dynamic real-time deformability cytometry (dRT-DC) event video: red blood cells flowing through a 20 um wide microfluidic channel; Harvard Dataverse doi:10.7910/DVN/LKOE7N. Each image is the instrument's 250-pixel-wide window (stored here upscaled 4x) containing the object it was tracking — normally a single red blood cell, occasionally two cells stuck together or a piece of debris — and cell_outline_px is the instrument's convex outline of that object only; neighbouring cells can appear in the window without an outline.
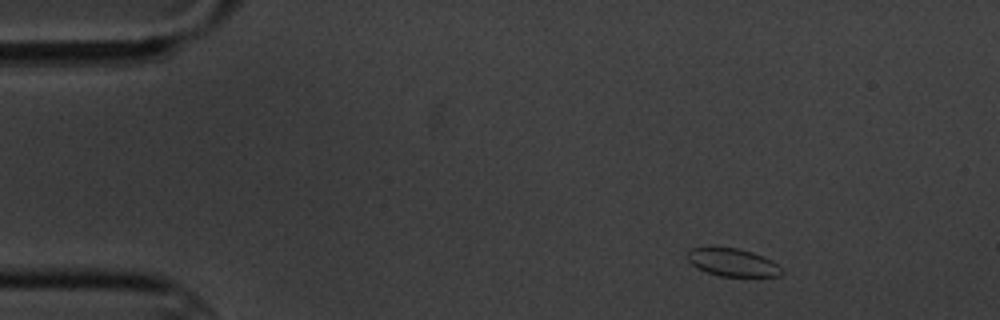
{"species": "common noctule bat (a hibernating species)", "species_latin": "Nyctalus noctula", "temperature_condition": "cold", "stored_images_in_passage": 6, "camera_frame_rate_fps": 3000, "um_per_image_px": 0.085, "animal": {"sex": "male", "body_mass_g": 20.1, "forearm_length_mm": 53.5}, "frame": {"image": 1, "passage_image": 2, "time_ms": 1.0, "image_size_px": [1000, 320], "cell_outline_px": [[784, 272], [780, 276], [720, 276], [696, 268], [688, 260], [688, 252], [692, 248], [712, 244], [740, 248], [752, 252], [772, 260], [784, 268]], "centroid_in_image_um": [62.27, 22.26], "position_along_channel_um": 22.7, "area_um2": 15.9}}
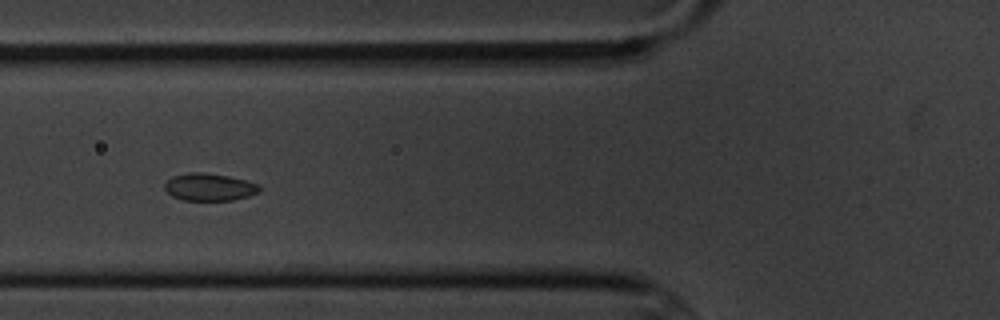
{"frame": {"image": 2, "passage_image": 6, "time_ms": 5.667, "image_size_px": [1000, 320], "cell_outline_px": [[260, 192], [248, 196], [232, 200], [184, 200], [172, 196], [164, 188], [164, 184], [172, 176], [188, 172], [200, 172], [228, 176], [260, 184]], "centroid_in_image_um": [17.79, 15.9], "position_along_channel_um": 108.0, "area_um2": 15.09}}